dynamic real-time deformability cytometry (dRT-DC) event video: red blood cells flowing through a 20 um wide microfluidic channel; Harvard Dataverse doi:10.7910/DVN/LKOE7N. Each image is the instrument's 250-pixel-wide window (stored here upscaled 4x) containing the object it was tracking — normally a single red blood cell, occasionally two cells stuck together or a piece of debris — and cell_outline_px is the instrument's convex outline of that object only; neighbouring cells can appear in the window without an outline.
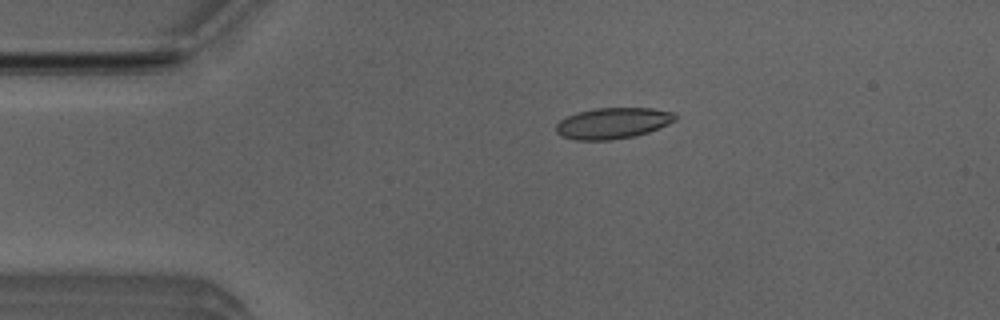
{"species": "Egyptian fruit bat (a non-hibernating species)", "species_latin": "Rousettus aegyptiacus", "temperature_condition": "room temperature", "stored_images_in_passage": 4, "camera_frame_rate_fps": 3000, "um_per_image_px": 0.085, "animal": {"sex": "male"}, "frame": {"image": 1, "passage_image": 3, "time_ms": 0.667, "image_size_px": [1000, 320], "cell_outline_px": [[676, 120], [668, 124], [648, 132], [636, 136], [612, 140], [576, 140], [564, 136], [556, 132], [556, 124], [560, 120], [576, 112], [596, 108], [652, 108], [672, 112], [676, 116]], "centroid_in_image_um": [52.09, 10.47], "position_along_channel_um": 32.9, "area_um2": 21.5}}